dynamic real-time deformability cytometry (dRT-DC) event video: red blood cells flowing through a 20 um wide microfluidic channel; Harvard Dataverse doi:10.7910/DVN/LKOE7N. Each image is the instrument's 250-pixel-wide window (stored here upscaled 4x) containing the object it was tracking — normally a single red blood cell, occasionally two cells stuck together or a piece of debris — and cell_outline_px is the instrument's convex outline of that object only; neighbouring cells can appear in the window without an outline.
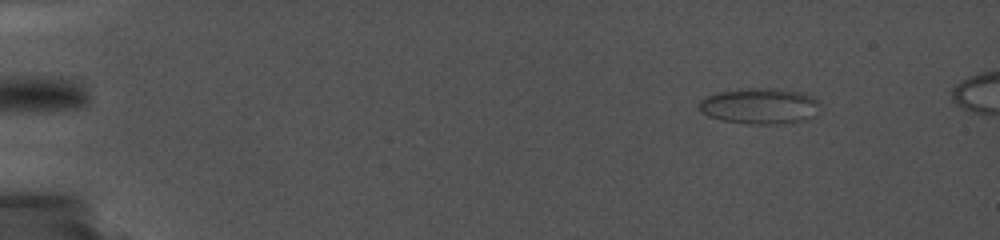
{"species": "common noctule bat (a hibernating species)", "species_latin": "Nyctalus noctula", "temperature_condition": "cold", "stored_images_in_passage": 85, "camera_frame_rate_fps": 5000, "um_per_image_px": 0.085, "animal": {"sex": "female", "body_mass_g": 19.0, "forearm_length_mm": 56.7}, "frame": {"image": 1, "passage_image": 14, "time_ms": 1.8, "image_size_px": [1000, 240], "cell_outline_px": [[820, 104], [816, 116], [808, 120], [776, 124], [740, 124], [720, 120], [708, 116], [700, 112], [696, 104], [700, 100], [708, 96], [720, 92], [748, 88], [776, 88], [800, 92], [816, 96], [820, 100]], "centroid_in_image_um": [64.61, 9.02], "position_along_channel_um": 20.4, "area_um2": 25.95}}
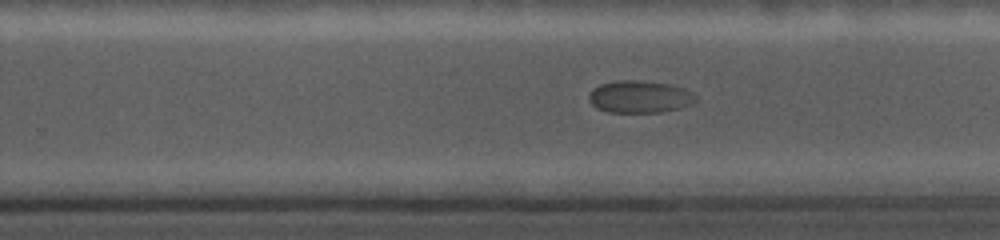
{"frame": {"image": 2, "passage_image": 67, "time_ms": 12.8, "image_size_px": [1000, 240], "cell_outline_px": [[700, 100], [692, 104], [680, 108], [660, 112], [608, 112], [596, 108], [588, 100], [588, 96], [592, 88], [600, 84], [616, 80], [640, 80], [672, 84], [684, 88], [692, 92]], "centroid_in_image_um": [54.39, 8.21], "position_along_channel_um": 275.4, "area_um2": 20.46}}
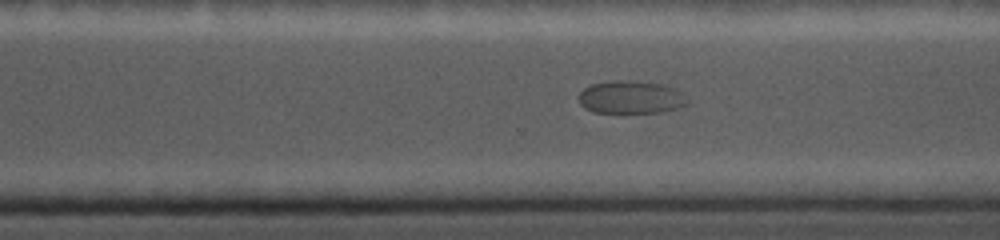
{"frame": {"image": 3, "passage_image": 76, "time_ms": 14.0, "image_size_px": [1000, 240], "cell_outline_px": [[688, 104], [676, 108], [660, 112], [592, 112], [584, 108], [580, 104], [576, 96], [588, 84], [612, 80], [632, 80], [664, 84], [676, 88], [688, 100]], "centroid_in_image_um": [53.57, 8.24], "position_along_channel_um": 317.0, "area_um2": 21.1}}